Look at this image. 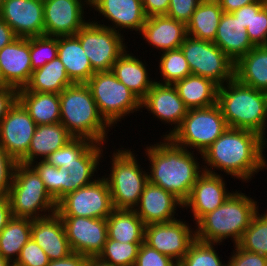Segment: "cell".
I'll return each instance as SVG.
<instances>
[{
	"label": "cell",
	"instance_id": "7bdbcfd3",
	"mask_svg": "<svg viewBox=\"0 0 267 266\" xmlns=\"http://www.w3.org/2000/svg\"><path fill=\"white\" fill-rule=\"evenodd\" d=\"M58 37H30V59L32 70L43 67L57 57Z\"/></svg>",
	"mask_w": 267,
	"mask_h": 266
},
{
	"label": "cell",
	"instance_id": "7c38bea8",
	"mask_svg": "<svg viewBox=\"0 0 267 266\" xmlns=\"http://www.w3.org/2000/svg\"><path fill=\"white\" fill-rule=\"evenodd\" d=\"M113 209L110 189L102 176L60 199L56 213L59 216L107 219Z\"/></svg>",
	"mask_w": 267,
	"mask_h": 266
},
{
	"label": "cell",
	"instance_id": "94428289",
	"mask_svg": "<svg viewBox=\"0 0 267 266\" xmlns=\"http://www.w3.org/2000/svg\"><path fill=\"white\" fill-rule=\"evenodd\" d=\"M9 85L5 82V79L2 75L1 69H0V88L8 87Z\"/></svg>",
	"mask_w": 267,
	"mask_h": 266
},
{
	"label": "cell",
	"instance_id": "7dc6e473",
	"mask_svg": "<svg viewBox=\"0 0 267 266\" xmlns=\"http://www.w3.org/2000/svg\"><path fill=\"white\" fill-rule=\"evenodd\" d=\"M17 162L0 145V196H6L12 185Z\"/></svg>",
	"mask_w": 267,
	"mask_h": 266
},
{
	"label": "cell",
	"instance_id": "6f0895ef",
	"mask_svg": "<svg viewBox=\"0 0 267 266\" xmlns=\"http://www.w3.org/2000/svg\"><path fill=\"white\" fill-rule=\"evenodd\" d=\"M232 14L239 19L245 28H250L252 21V3L239 8L238 10L232 12Z\"/></svg>",
	"mask_w": 267,
	"mask_h": 266
},
{
	"label": "cell",
	"instance_id": "ee69618b",
	"mask_svg": "<svg viewBox=\"0 0 267 266\" xmlns=\"http://www.w3.org/2000/svg\"><path fill=\"white\" fill-rule=\"evenodd\" d=\"M254 46H267V4L265 0L252 3V21L246 28Z\"/></svg>",
	"mask_w": 267,
	"mask_h": 266
},
{
	"label": "cell",
	"instance_id": "d6986e66",
	"mask_svg": "<svg viewBox=\"0 0 267 266\" xmlns=\"http://www.w3.org/2000/svg\"><path fill=\"white\" fill-rule=\"evenodd\" d=\"M223 175L203 172L193 185L183 208L191 209L196 223L207 213L221 206L232 192L226 189Z\"/></svg>",
	"mask_w": 267,
	"mask_h": 266
},
{
	"label": "cell",
	"instance_id": "4dcf8cb0",
	"mask_svg": "<svg viewBox=\"0 0 267 266\" xmlns=\"http://www.w3.org/2000/svg\"><path fill=\"white\" fill-rule=\"evenodd\" d=\"M18 101L28 111L36 125L60 122L58 93L18 91Z\"/></svg>",
	"mask_w": 267,
	"mask_h": 266
},
{
	"label": "cell",
	"instance_id": "7a4b0ae2",
	"mask_svg": "<svg viewBox=\"0 0 267 266\" xmlns=\"http://www.w3.org/2000/svg\"><path fill=\"white\" fill-rule=\"evenodd\" d=\"M162 137L163 142L144 149L151 165L148 180L184 203L197 178L204 172L203 166L200 168L195 151L178 146L169 137Z\"/></svg>",
	"mask_w": 267,
	"mask_h": 266
},
{
	"label": "cell",
	"instance_id": "9c48e42d",
	"mask_svg": "<svg viewBox=\"0 0 267 266\" xmlns=\"http://www.w3.org/2000/svg\"><path fill=\"white\" fill-rule=\"evenodd\" d=\"M227 128L221 108L215 104L206 108L189 109L181 125L169 138L178 146L196 149L202 155Z\"/></svg>",
	"mask_w": 267,
	"mask_h": 266
},
{
	"label": "cell",
	"instance_id": "816d5d0a",
	"mask_svg": "<svg viewBox=\"0 0 267 266\" xmlns=\"http://www.w3.org/2000/svg\"><path fill=\"white\" fill-rule=\"evenodd\" d=\"M170 0H142L145 15L148 17L166 15Z\"/></svg>",
	"mask_w": 267,
	"mask_h": 266
},
{
	"label": "cell",
	"instance_id": "52a82bcc",
	"mask_svg": "<svg viewBox=\"0 0 267 266\" xmlns=\"http://www.w3.org/2000/svg\"><path fill=\"white\" fill-rule=\"evenodd\" d=\"M112 157L110 174L104 177L110 189L113 208L134 209L149 182L148 172L143 171L131 149H116Z\"/></svg>",
	"mask_w": 267,
	"mask_h": 266
},
{
	"label": "cell",
	"instance_id": "f5cc1de1",
	"mask_svg": "<svg viewBox=\"0 0 267 266\" xmlns=\"http://www.w3.org/2000/svg\"><path fill=\"white\" fill-rule=\"evenodd\" d=\"M88 259L86 255L73 252L63 259L50 261L47 266H86Z\"/></svg>",
	"mask_w": 267,
	"mask_h": 266
},
{
	"label": "cell",
	"instance_id": "f6af8a7d",
	"mask_svg": "<svg viewBox=\"0 0 267 266\" xmlns=\"http://www.w3.org/2000/svg\"><path fill=\"white\" fill-rule=\"evenodd\" d=\"M50 260L45 251L32 239L21 249L13 266H47Z\"/></svg>",
	"mask_w": 267,
	"mask_h": 266
},
{
	"label": "cell",
	"instance_id": "277c9868",
	"mask_svg": "<svg viewBox=\"0 0 267 266\" xmlns=\"http://www.w3.org/2000/svg\"><path fill=\"white\" fill-rule=\"evenodd\" d=\"M59 97L60 123L66 127L68 133L73 138L105 144L109 128L112 127L100 115L87 84L73 83Z\"/></svg>",
	"mask_w": 267,
	"mask_h": 266
},
{
	"label": "cell",
	"instance_id": "681fc988",
	"mask_svg": "<svg viewBox=\"0 0 267 266\" xmlns=\"http://www.w3.org/2000/svg\"><path fill=\"white\" fill-rule=\"evenodd\" d=\"M233 254L227 262L228 266H267V257L258 253L249 252L234 245Z\"/></svg>",
	"mask_w": 267,
	"mask_h": 266
},
{
	"label": "cell",
	"instance_id": "44dd1931",
	"mask_svg": "<svg viewBox=\"0 0 267 266\" xmlns=\"http://www.w3.org/2000/svg\"><path fill=\"white\" fill-rule=\"evenodd\" d=\"M89 7L95 9L112 24L114 23L108 26L104 23H99V25L111 28L118 33L123 28L130 29V31H139L137 33H140L147 19L142 0H90Z\"/></svg>",
	"mask_w": 267,
	"mask_h": 266
},
{
	"label": "cell",
	"instance_id": "91938a15",
	"mask_svg": "<svg viewBox=\"0 0 267 266\" xmlns=\"http://www.w3.org/2000/svg\"><path fill=\"white\" fill-rule=\"evenodd\" d=\"M0 266H13L7 259L0 254Z\"/></svg>",
	"mask_w": 267,
	"mask_h": 266
},
{
	"label": "cell",
	"instance_id": "8fae6325",
	"mask_svg": "<svg viewBox=\"0 0 267 266\" xmlns=\"http://www.w3.org/2000/svg\"><path fill=\"white\" fill-rule=\"evenodd\" d=\"M87 22L75 36L80 40L92 69L95 72L111 71L112 66L125 52L123 34L98 24ZM123 37V38H122Z\"/></svg>",
	"mask_w": 267,
	"mask_h": 266
},
{
	"label": "cell",
	"instance_id": "74e56055",
	"mask_svg": "<svg viewBox=\"0 0 267 266\" xmlns=\"http://www.w3.org/2000/svg\"><path fill=\"white\" fill-rule=\"evenodd\" d=\"M241 249L267 257V211L253 216L237 244Z\"/></svg>",
	"mask_w": 267,
	"mask_h": 266
},
{
	"label": "cell",
	"instance_id": "484cf974",
	"mask_svg": "<svg viewBox=\"0 0 267 266\" xmlns=\"http://www.w3.org/2000/svg\"><path fill=\"white\" fill-rule=\"evenodd\" d=\"M73 137L60 122L55 124L37 125L30 141L27 154L19 161L32 164L39 160H46L49 155L63 147Z\"/></svg>",
	"mask_w": 267,
	"mask_h": 266
},
{
	"label": "cell",
	"instance_id": "30bf717a",
	"mask_svg": "<svg viewBox=\"0 0 267 266\" xmlns=\"http://www.w3.org/2000/svg\"><path fill=\"white\" fill-rule=\"evenodd\" d=\"M180 49L189 64L191 74L211 79L219 86L234 78L235 62L214 42L187 35Z\"/></svg>",
	"mask_w": 267,
	"mask_h": 266
},
{
	"label": "cell",
	"instance_id": "603a6c76",
	"mask_svg": "<svg viewBox=\"0 0 267 266\" xmlns=\"http://www.w3.org/2000/svg\"><path fill=\"white\" fill-rule=\"evenodd\" d=\"M31 238L45 251L49 260H58L73 253L61 217L55 212L32 219Z\"/></svg>",
	"mask_w": 267,
	"mask_h": 266
},
{
	"label": "cell",
	"instance_id": "836d02e7",
	"mask_svg": "<svg viewBox=\"0 0 267 266\" xmlns=\"http://www.w3.org/2000/svg\"><path fill=\"white\" fill-rule=\"evenodd\" d=\"M223 13L216 0H202L186 24L187 35L213 42Z\"/></svg>",
	"mask_w": 267,
	"mask_h": 266
},
{
	"label": "cell",
	"instance_id": "11a10c76",
	"mask_svg": "<svg viewBox=\"0 0 267 266\" xmlns=\"http://www.w3.org/2000/svg\"><path fill=\"white\" fill-rule=\"evenodd\" d=\"M223 12L232 13L239 8L249 5L254 2H258L259 0H216Z\"/></svg>",
	"mask_w": 267,
	"mask_h": 266
},
{
	"label": "cell",
	"instance_id": "6da1fadb",
	"mask_svg": "<svg viewBox=\"0 0 267 266\" xmlns=\"http://www.w3.org/2000/svg\"><path fill=\"white\" fill-rule=\"evenodd\" d=\"M266 144L267 141L254 131L228 127L202 153L203 163L208 166L205 165L203 171L217 174V169L249 182L253 175L267 169V159L263 153Z\"/></svg>",
	"mask_w": 267,
	"mask_h": 266
},
{
	"label": "cell",
	"instance_id": "4fadbf2b",
	"mask_svg": "<svg viewBox=\"0 0 267 266\" xmlns=\"http://www.w3.org/2000/svg\"><path fill=\"white\" fill-rule=\"evenodd\" d=\"M196 240V231L186 221L176 219L166 223L146 225L144 243L170 257L178 264Z\"/></svg>",
	"mask_w": 267,
	"mask_h": 266
},
{
	"label": "cell",
	"instance_id": "b9f144b4",
	"mask_svg": "<svg viewBox=\"0 0 267 266\" xmlns=\"http://www.w3.org/2000/svg\"><path fill=\"white\" fill-rule=\"evenodd\" d=\"M93 143L84 138H72L63 147L49 155L46 161L57 168L69 169Z\"/></svg>",
	"mask_w": 267,
	"mask_h": 266
},
{
	"label": "cell",
	"instance_id": "d4e9b609",
	"mask_svg": "<svg viewBox=\"0 0 267 266\" xmlns=\"http://www.w3.org/2000/svg\"><path fill=\"white\" fill-rule=\"evenodd\" d=\"M213 42L234 62L255 47L239 19L226 12L221 17Z\"/></svg>",
	"mask_w": 267,
	"mask_h": 266
},
{
	"label": "cell",
	"instance_id": "ac0fdd59",
	"mask_svg": "<svg viewBox=\"0 0 267 266\" xmlns=\"http://www.w3.org/2000/svg\"><path fill=\"white\" fill-rule=\"evenodd\" d=\"M141 107L162 122L175 125L165 137H169L181 125L189 110L173 85L156 82L141 100Z\"/></svg>",
	"mask_w": 267,
	"mask_h": 266
},
{
	"label": "cell",
	"instance_id": "1f68e13d",
	"mask_svg": "<svg viewBox=\"0 0 267 266\" xmlns=\"http://www.w3.org/2000/svg\"><path fill=\"white\" fill-rule=\"evenodd\" d=\"M107 235L123 243H143L145 225L134 209H113L107 217Z\"/></svg>",
	"mask_w": 267,
	"mask_h": 266
},
{
	"label": "cell",
	"instance_id": "c3c4849f",
	"mask_svg": "<svg viewBox=\"0 0 267 266\" xmlns=\"http://www.w3.org/2000/svg\"><path fill=\"white\" fill-rule=\"evenodd\" d=\"M202 0H170L166 16L187 24Z\"/></svg>",
	"mask_w": 267,
	"mask_h": 266
},
{
	"label": "cell",
	"instance_id": "7402d4cb",
	"mask_svg": "<svg viewBox=\"0 0 267 266\" xmlns=\"http://www.w3.org/2000/svg\"><path fill=\"white\" fill-rule=\"evenodd\" d=\"M179 206L183 208V203L172 193L148 182L134 210L146 226L176 220L174 215Z\"/></svg>",
	"mask_w": 267,
	"mask_h": 266
},
{
	"label": "cell",
	"instance_id": "e0dca14e",
	"mask_svg": "<svg viewBox=\"0 0 267 266\" xmlns=\"http://www.w3.org/2000/svg\"><path fill=\"white\" fill-rule=\"evenodd\" d=\"M43 0H4L0 18L5 21L17 37L44 35Z\"/></svg>",
	"mask_w": 267,
	"mask_h": 266
},
{
	"label": "cell",
	"instance_id": "cb8c5ba5",
	"mask_svg": "<svg viewBox=\"0 0 267 266\" xmlns=\"http://www.w3.org/2000/svg\"><path fill=\"white\" fill-rule=\"evenodd\" d=\"M143 39L161 52L180 48L187 36L186 24L166 15L148 17L143 25Z\"/></svg>",
	"mask_w": 267,
	"mask_h": 266
},
{
	"label": "cell",
	"instance_id": "3957f363",
	"mask_svg": "<svg viewBox=\"0 0 267 266\" xmlns=\"http://www.w3.org/2000/svg\"><path fill=\"white\" fill-rule=\"evenodd\" d=\"M217 104L228 127L254 131L267 141V92L233 78L219 86Z\"/></svg>",
	"mask_w": 267,
	"mask_h": 266
},
{
	"label": "cell",
	"instance_id": "ab89813d",
	"mask_svg": "<svg viewBox=\"0 0 267 266\" xmlns=\"http://www.w3.org/2000/svg\"><path fill=\"white\" fill-rule=\"evenodd\" d=\"M142 243H123L107 237L103 250L97 256L114 266H134Z\"/></svg>",
	"mask_w": 267,
	"mask_h": 266
},
{
	"label": "cell",
	"instance_id": "5bb4252c",
	"mask_svg": "<svg viewBox=\"0 0 267 266\" xmlns=\"http://www.w3.org/2000/svg\"><path fill=\"white\" fill-rule=\"evenodd\" d=\"M73 252L97 257L107 240V220L100 218L60 216Z\"/></svg>",
	"mask_w": 267,
	"mask_h": 266
},
{
	"label": "cell",
	"instance_id": "680465c9",
	"mask_svg": "<svg viewBox=\"0 0 267 266\" xmlns=\"http://www.w3.org/2000/svg\"><path fill=\"white\" fill-rule=\"evenodd\" d=\"M86 266H114V265L106 263L100 260L98 257H89Z\"/></svg>",
	"mask_w": 267,
	"mask_h": 266
},
{
	"label": "cell",
	"instance_id": "d590c367",
	"mask_svg": "<svg viewBox=\"0 0 267 266\" xmlns=\"http://www.w3.org/2000/svg\"><path fill=\"white\" fill-rule=\"evenodd\" d=\"M104 144L93 143L78 159L77 163L67 169L69 174V193L85 187L96 180L94 173L98 170L99 161L103 158Z\"/></svg>",
	"mask_w": 267,
	"mask_h": 266
},
{
	"label": "cell",
	"instance_id": "bcb514c9",
	"mask_svg": "<svg viewBox=\"0 0 267 266\" xmlns=\"http://www.w3.org/2000/svg\"><path fill=\"white\" fill-rule=\"evenodd\" d=\"M134 266H178V263L143 242Z\"/></svg>",
	"mask_w": 267,
	"mask_h": 266
},
{
	"label": "cell",
	"instance_id": "6125c7cd",
	"mask_svg": "<svg viewBox=\"0 0 267 266\" xmlns=\"http://www.w3.org/2000/svg\"><path fill=\"white\" fill-rule=\"evenodd\" d=\"M3 1H4V0H0V12H1V8H2Z\"/></svg>",
	"mask_w": 267,
	"mask_h": 266
},
{
	"label": "cell",
	"instance_id": "9a60e30c",
	"mask_svg": "<svg viewBox=\"0 0 267 266\" xmlns=\"http://www.w3.org/2000/svg\"><path fill=\"white\" fill-rule=\"evenodd\" d=\"M43 4L44 36H72L89 21L83 15L90 0H43Z\"/></svg>",
	"mask_w": 267,
	"mask_h": 266
},
{
	"label": "cell",
	"instance_id": "8992f818",
	"mask_svg": "<svg viewBox=\"0 0 267 266\" xmlns=\"http://www.w3.org/2000/svg\"><path fill=\"white\" fill-rule=\"evenodd\" d=\"M7 196L13 217L38 219L55 213L57 209L56 201L29 164L17 162Z\"/></svg>",
	"mask_w": 267,
	"mask_h": 266
},
{
	"label": "cell",
	"instance_id": "f907efd6",
	"mask_svg": "<svg viewBox=\"0 0 267 266\" xmlns=\"http://www.w3.org/2000/svg\"><path fill=\"white\" fill-rule=\"evenodd\" d=\"M18 101V89L8 86L0 88V123Z\"/></svg>",
	"mask_w": 267,
	"mask_h": 266
},
{
	"label": "cell",
	"instance_id": "60d3db41",
	"mask_svg": "<svg viewBox=\"0 0 267 266\" xmlns=\"http://www.w3.org/2000/svg\"><path fill=\"white\" fill-rule=\"evenodd\" d=\"M218 243H207L195 240L189 247L178 266H226L222 263L215 247Z\"/></svg>",
	"mask_w": 267,
	"mask_h": 266
},
{
	"label": "cell",
	"instance_id": "83f0119b",
	"mask_svg": "<svg viewBox=\"0 0 267 266\" xmlns=\"http://www.w3.org/2000/svg\"><path fill=\"white\" fill-rule=\"evenodd\" d=\"M128 52L126 49L114 63L111 71L121 83L142 100L155 83V80L149 78L148 70L142 60Z\"/></svg>",
	"mask_w": 267,
	"mask_h": 266
},
{
	"label": "cell",
	"instance_id": "5b68a950",
	"mask_svg": "<svg viewBox=\"0 0 267 266\" xmlns=\"http://www.w3.org/2000/svg\"><path fill=\"white\" fill-rule=\"evenodd\" d=\"M258 206L252 197L233 191L221 206L195 223L196 239L220 245L231 237L237 245L253 216L260 211Z\"/></svg>",
	"mask_w": 267,
	"mask_h": 266
},
{
	"label": "cell",
	"instance_id": "f546056e",
	"mask_svg": "<svg viewBox=\"0 0 267 266\" xmlns=\"http://www.w3.org/2000/svg\"><path fill=\"white\" fill-rule=\"evenodd\" d=\"M234 78L254 89L267 92V46H255L234 66Z\"/></svg>",
	"mask_w": 267,
	"mask_h": 266
},
{
	"label": "cell",
	"instance_id": "2e32d148",
	"mask_svg": "<svg viewBox=\"0 0 267 266\" xmlns=\"http://www.w3.org/2000/svg\"><path fill=\"white\" fill-rule=\"evenodd\" d=\"M36 123L17 101L0 123V145L19 162L28 152Z\"/></svg>",
	"mask_w": 267,
	"mask_h": 266
},
{
	"label": "cell",
	"instance_id": "f1b7e54d",
	"mask_svg": "<svg viewBox=\"0 0 267 266\" xmlns=\"http://www.w3.org/2000/svg\"><path fill=\"white\" fill-rule=\"evenodd\" d=\"M173 86L188 109L217 104L219 85L211 79L191 74L176 81Z\"/></svg>",
	"mask_w": 267,
	"mask_h": 266
},
{
	"label": "cell",
	"instance_id": "ba28073f",
	"mask_svg": "<svg viewBox=\"0 0 267 266\" xmlns=\"http://www.w3.org/2000/svg\"><path fill=\"white\" fill-rule=\"evenodd\" d=\"M98 111L112 127L124 116L140 111L141 100L121 83L112 71L95 72L86 82Z\"/></svg>",
	"mask_w": 267,
	"mask_h": 266
},
{
	"label": "cell",
	"instance_id": "e575fe53",
	"mask_svg": "<svg viewBox=\"0 0 267 266\" xmlns=\"http://www.w3.org/2000/svg\"><path fill=\"white\" fill-rule=\"evenodd\" d=\"M32 219L12 217L0 232V254L11 264L31 238Z\"/></svg>",
	"mask_w": 267,
	"mask_h": 266
},
{
	"label": "cell",
	"instance_id": "8d00e7d4",
	"mask_svg": "<svg viewBox=\"0 0 267 266\" xmlns=\"http://www.w3.org/2000/svg\"><path fill=\"white\" fill-rule=\"evenodd\" d=\"M39 161H35L30 165L36 170L47 192L57 203L69 193L68 171L67 169L57 168L46 160Z\"/></svg>",
	"mask_w": 267,
	"mask_h": 266
},
{
	"label": "cell",
	"instance_id": "f35d334b",
	"mask_svg": "<svg viewBox=\"0 0 267 266\" xmlns=\"http://www.w3.org/2000/svg\"><path fill=\"white\" fill-rule=\"evenodd\" d=\"M159 72L163 80L159 84H171L191 75L189 64L180 48L161 53ZM161 81V82H160Z\"/></svg>",
	"mask_w": 267,
	"mask_h": 266
},
{
	"label": "cell",
	"instance_id": "9f6ffc18",
	"mask_svg": "<svg viewBox=\"0 0 267 266\" xmlns=\"http://www.w3.org/2000/svg\"><path fill=\"white\" fill-rule=\"evenodd\" d=\"M16 38L12 28L0 18V50Z\"/></svg>",
	"mask_w": 267,
	"mask_h": 266
},
{
	"label": "cell",
	"instance_id": "ffe728a7",
	"mask_svg": "<svg viewBox=\"0 0 267 266\" xmlns=\"http://www.w3.org/2000/svg\"><path fill=\"white\" fill-rule=\"evenodd\" d=\"M0 69L9 86L18 90L25 88L33 72L30 37H17L0 50Z\"/></svg>",
	"mask_w": 267,
	"mask_h": 266
},
{
	"label": "cell",
	"instance_id": "db71d44e",
	"mask_svg": "<svg viewBox=\"0 0 267 266\" xmlns=\"http://www.w3.org/2000/svg\"><path fill=\"white\" fill-rule=\"evenodd\" d=\"M12 217L10 200L8 196H0V232Z\"/></svg>",
	"mask_w": 267,
	"mask_h": 266
},
{
	"label": "cell",
	"instance_id": "d6a6232c",
	"mask_svg": "<svg viewBox=\"0 0 267 266\" xmlns=\"http://www.w3.org/2000/svg\"><path fill=\"white\" fill-rule=\"evenodd\" d=\"M73 82L67 75L65 66L58 58L46 63L32 72L29 83L18 91L47 92L60 94Z\"/></svg>",
	"mask_w": 267,
	"mask_h": 266
},
{
	"label": "cell",
	"instance_id": "4316f807",
	"mask_svg": "<svg viewBox=\"0 0 267 266\" xmlns=\"http://www.w3.org/2000/svg\"><path fill=\"white\" fill-rule=\"evenodd\" d=\"M57 56L73 83H86L95 73L80 40L75 35L58 37Z\"/></svg>",
	"mask_w": 267,
	"mask_h": 266
}]
</instances>
